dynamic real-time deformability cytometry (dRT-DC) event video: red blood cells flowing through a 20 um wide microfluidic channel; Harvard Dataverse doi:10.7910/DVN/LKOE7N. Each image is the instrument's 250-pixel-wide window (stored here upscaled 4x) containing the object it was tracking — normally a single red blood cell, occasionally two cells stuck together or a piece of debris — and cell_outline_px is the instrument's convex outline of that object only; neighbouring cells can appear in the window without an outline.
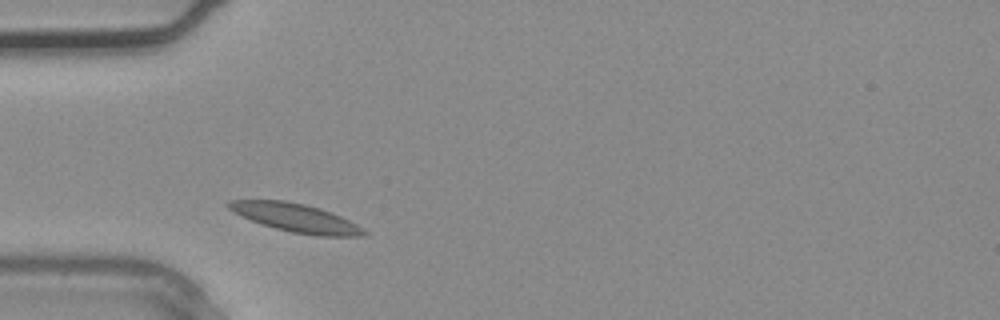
{"species": "common noctule bat (a hibernating species)", "species_latin": "Nyctalus noctula", "temperature_condition": "warm", "stored_images_in_passage": 1, "camera_frame_rate_fps": 3000, "um_per_image_px": 0.085, "animal": {"sex": "male", "body_mass_g": 20.4}, "frame": {"image": 1, "passage_image": 1, "time_ms": 0.0, "image_size_px": [1000, 320], "cell_outline_px": [[368, 236], [316, 236], [292, 232], [276, 228], [240, 216], [228, 208], [224, 204], [228, 200], [284, 200], [304, 204], [320, 208], [332, 212], [356, 224], [368, 232]], "centroid_in_image_um": [25.15, 18.51], "position_along_channel_um": 59.9, "area_um2": 22.37}}